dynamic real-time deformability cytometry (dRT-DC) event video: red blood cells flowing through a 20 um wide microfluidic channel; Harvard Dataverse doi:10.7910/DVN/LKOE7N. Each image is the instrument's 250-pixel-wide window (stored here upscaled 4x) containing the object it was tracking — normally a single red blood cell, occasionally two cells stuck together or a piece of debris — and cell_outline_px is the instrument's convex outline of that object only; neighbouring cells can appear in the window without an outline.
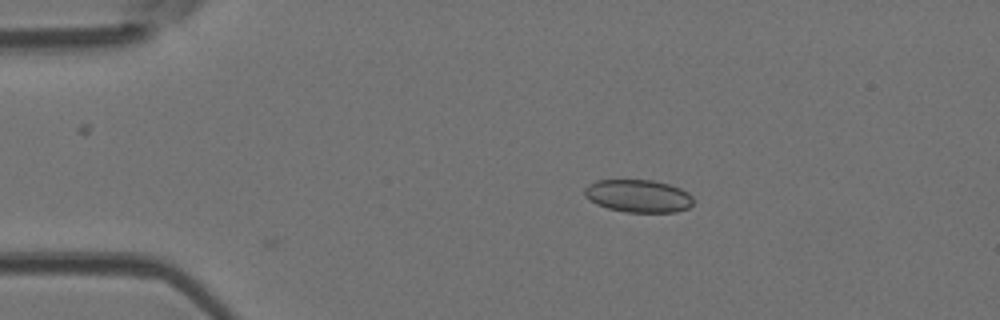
{"species": "Egyptian fruit bat (a non-hibernating species)", "species_latin": "Rousettus aegyptiacus", "temperature_condition": "room temperature", "stored_images_in_passage": 41, "camera_frame_rate_fps": 3000, "um_per_image_px": 0.085, "animal": {"sex": "female"}, "frame": {"image": 1, "passage_image": 1, "time_ms": 0.0, "image_size_px": [1000, 320], "cell_outline_px": [[692, 204], [688, 208], [676, 212], [628, 212], [608, 208], [596, 204], [584, 196], [584, 188], [588, 184], [596, 180], [652, 180], [668, 184], [680, 188], [688, 192], [692, 196]], "centroid_in_image_um": [54.24, 16.65], "position_along_channel_um": 30.8, "area_um2": 20.75}}
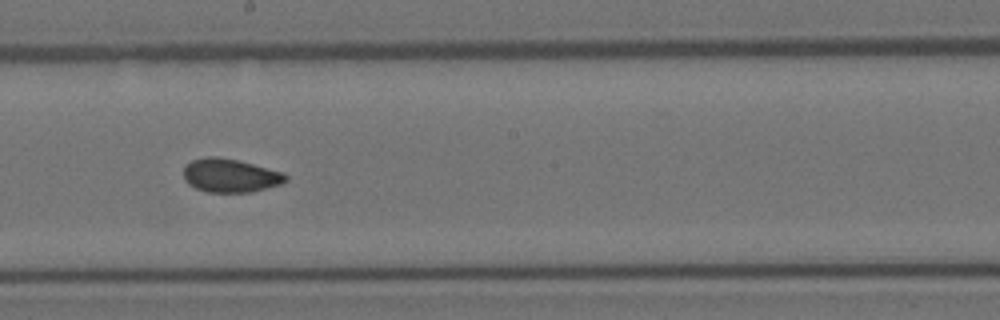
{"frame": {"image": 2, "passage_image": 19, "time_ms": 6.0, "image_size_px": [1000, 320], "cell_outline_px": [[288, 180], [280, 184], [252, 192], [208, 192], [196, 188], [188, 184], [184, 180], [184, 164], [192, 160], [208, 156], [216, 156], [236, 160], [284, 172], [288, 176]], "centroid_in_image_um": [19.56, 14.92], "position_along_channel_um": 228.6, "area_um2": 20.0}}
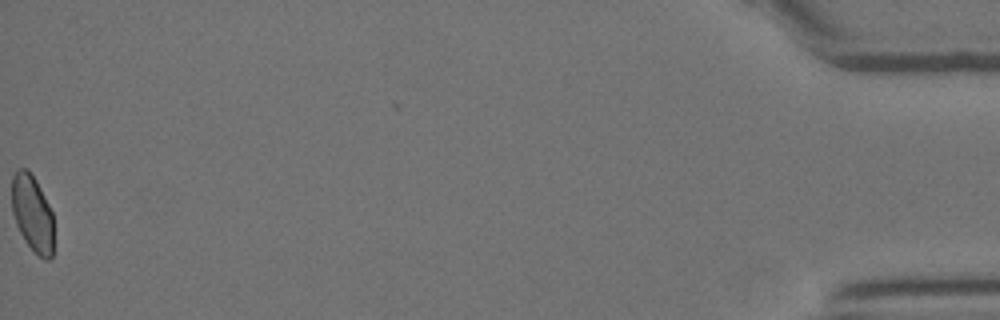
{"frame": {"image": 3, "passage_image": 41, "time_ms": 13.333, "image_size_px": [1000, 320], "cell_outline_px": [[52, 256], [48, 260], [44, 260], [24, 240], [16, 224], [12, 212], [12, 176], [20, 168], [28, 168], [36, 180], [52, 212]], "centroid_in_image_um": [2.73, 18.11], "position_along_channel_um": 432.5, "area_um2": 18.44}, "authors_computed_cell_mechanics": {"area_um2": 19.8832, "velocity_mm_per_s": 4.1496, "shape_relaxation_time_tau1_ms": null, "shape_relaxation_time_tau2_ms": 1.0669, "deformation_change_tau1": null, "deformation_change_tau2": 0.0562}}